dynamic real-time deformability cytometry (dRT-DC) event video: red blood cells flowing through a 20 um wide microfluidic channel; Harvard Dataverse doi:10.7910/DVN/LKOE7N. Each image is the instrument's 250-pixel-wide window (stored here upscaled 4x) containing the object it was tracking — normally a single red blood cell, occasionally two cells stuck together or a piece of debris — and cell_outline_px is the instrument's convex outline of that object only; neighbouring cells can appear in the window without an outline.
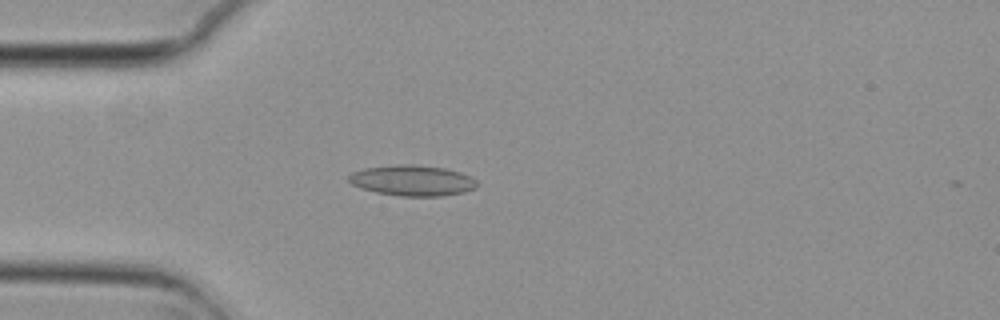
{"species": "common noctule bat (a hibernating species)", "species_latin": "Nyctalus noctula", "temperature_condition": "cold", "stored_images_in_passage": 45, "camera_frame_rate_fps": 3000, "um_per_image_px": 0.085, "animal": {"sex": "female", "body_mass_g": 29.2, "forearm_length_mm": 56.3}, "frame": {"image": 1, "passage_image": 5, "time_ms": 1.333, "image_size_px": [1000, 320], "cell_outline_px": [[476, 188], [464, 192], [444, 196], [400, 196], [376, 192], [360, 188], [352, 184], [348, 180], [348, 176], [352, 172], [364, 168], [400, 164], [416, 164], [448, 168], [472, 176], [476, 180]], "centroid_in_image_um": [35.07, 15.33], "position_along_channel_um": 49.9, "area_um2": 23.18}}
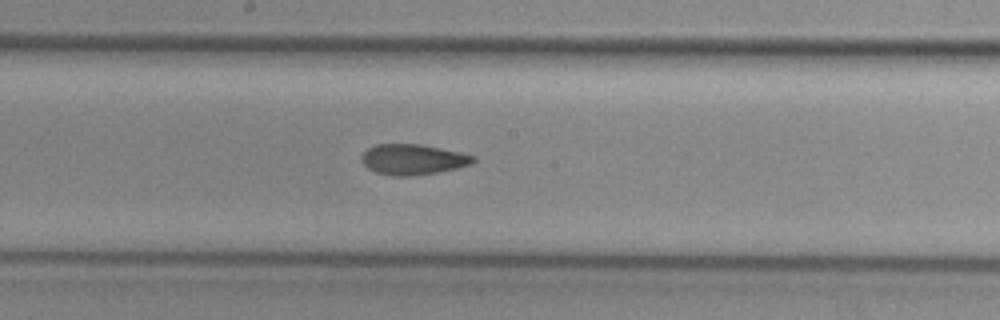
{"frame": {"image": 2, "passage_image": 19, "time_ms": 6.0, "image_size_px": [1000, 320], "cell_outline_px": [[476, 160], [472, 164], [456, 168], [436, 172], [408, 176], [396, 176], [376, 172], [368, 168], [360, 160], [360, 156], [368, 148], [376, 144], [420, 144], [460, 152], [476, 156]], "centroid_in_image_um": [35.09, 13.54], "position_along_channel_um": 213.1, "area_um2": 19.77}}
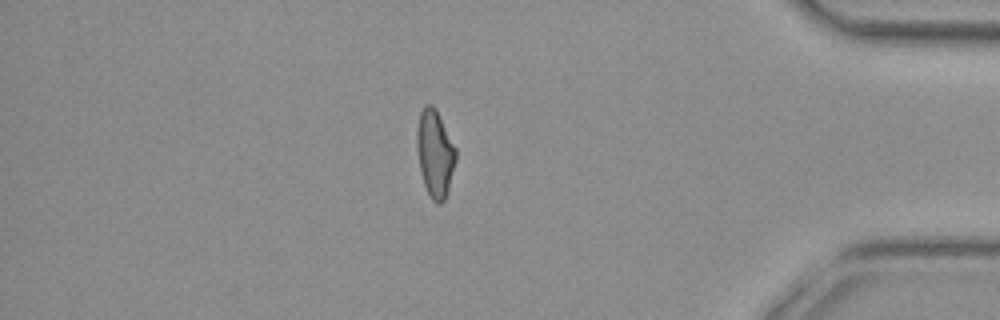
{"frame": {"image": 3, "passage_image": 37, "time_ms": 12.0, "image_size_px": [1000, 320], "cell_outline_px": [[456, 160], [448, 188], [444, 200], [440, 204], [436, 204], [432, 200], [424, 184], [420, 172], [416, 148], [416, 128], [420, 112], [424, 104], [432, 104], [436, 108], [456, 148]], "centroid_in_image_um": [36.95, 13.0], "position_along_channel_um": 398.3, "area_um2": 19.94}, "authors_computed_cell_mechanics": {"area_um2": 19.941, "velocity_mm_per_s": 3.7219, "shape_relaxation_time_tau1_ms": null, "shape_relaxation_time_tau2_ms": 3.2143, "deformation_change_tau1": null, "deformation_change_tau2": 0.0934}}